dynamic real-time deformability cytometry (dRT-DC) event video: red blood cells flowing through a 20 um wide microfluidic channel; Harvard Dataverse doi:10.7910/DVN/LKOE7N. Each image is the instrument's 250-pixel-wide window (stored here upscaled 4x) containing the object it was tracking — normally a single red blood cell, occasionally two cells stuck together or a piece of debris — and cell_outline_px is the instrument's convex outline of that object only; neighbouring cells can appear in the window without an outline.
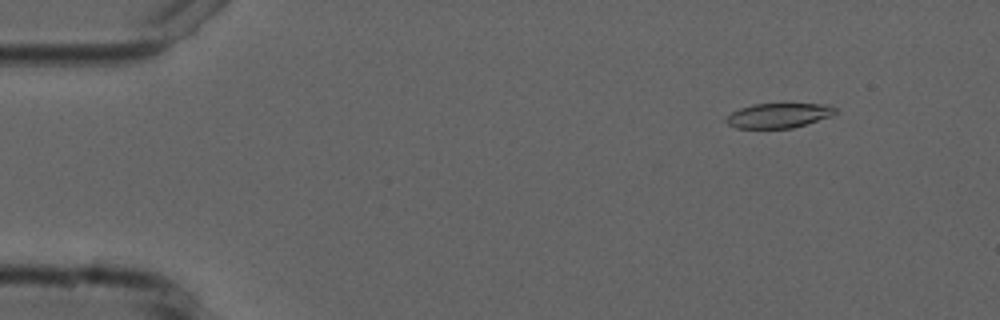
{"species": "common noctule bat (a hibernating species)", "species_latin": "Nyctalus noctula", "temperature_condition": "cold", "stored_images_in_passage": 8, "camera_frame_rate_fps": 3000, "um_per_image_px": 0.085, "animal": {"sex": "male", "forearm_length_mm": 52.5}, "frame": {"image": 1, "passage_image": 1, "time_ms": 0.0, "image_size_px": [1000, 320], "cell_outline_px": [[836, 112], [832, 116], [792, 128], [736, 128], [728, 124], [724, 120], [732, 112], [740, 108], [752, 104], [784, 100], [788, 100], [832, 104], [836, 108]], "centroid_in_image_um": [66.27, 9.73], "position_along_channel_um": 18.7, "area_um2": 16.94}}
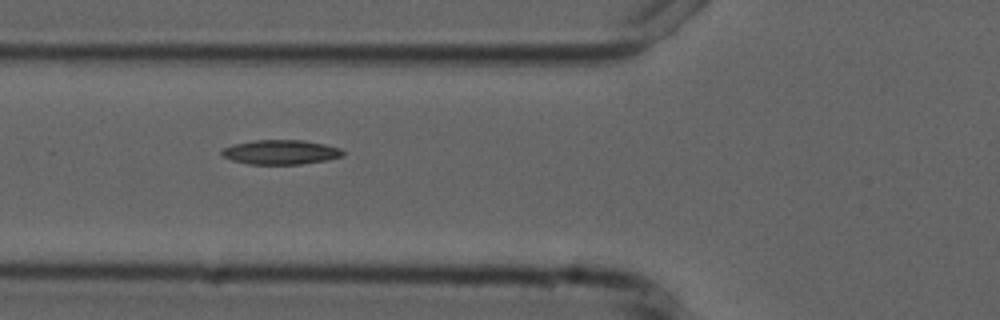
{"frame": {"image": 2, "passage_image": 5, "time_ms": 4.667, "image_size_px": [1000, 320], "cell_outline_px": [[344, 156], [328, 160], [300, 164], [248, 164], [232, 160], [224, 156], [220, 152], [224, 148], [232, 144], [252, 140], [304, 140], [324, 144], [340, 148], [344, 152]], "centroid_in_image_um": [23.87, 12.93], "position_along_channel_um": 101.9, "area_um2": 17.34}}
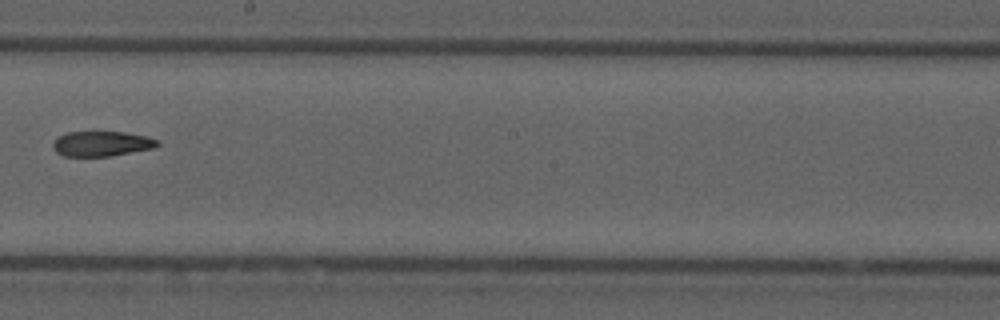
{"frame": {"image": 3, "passage_image": 8, "time_ms": 8.333, "image_size_px": [1000, 320], "cell_outline_px": [[160, 144], [156, 148], [108, 156], [64, 156], [56, 152], [52, 148], [52, 144], [56, 136], [68, 132], [96, 128], [124, 132], [148, 136], [160, 140]], "centroid_in_image_um": [8.63, 12.15], "position_along_channel_um": 239.6, "area_um2": 16.3}}